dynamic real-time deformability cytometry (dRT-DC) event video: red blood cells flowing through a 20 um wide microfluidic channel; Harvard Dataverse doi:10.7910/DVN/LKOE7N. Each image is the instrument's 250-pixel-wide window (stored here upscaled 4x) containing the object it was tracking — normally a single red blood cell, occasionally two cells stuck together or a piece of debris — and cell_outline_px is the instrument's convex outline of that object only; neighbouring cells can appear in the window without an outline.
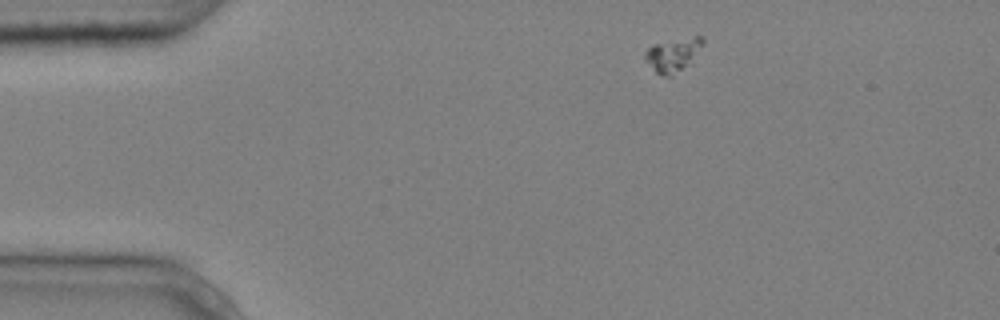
{"species": "common noctule bat (a hibernating species)", "species_latin": "Nyctalus noctula", "temperature_condition": "cold", "stored_images_in_passage": 3, "camera_frame_rate_fps": 3000, "um_per_image_px": 0.085, "animal": {"sex": "male", "body_mass_g": 20.4}, "frame": {"image": 1, "passage_image": 1, "time_ms": 0.0, "image_size_px": [1000, 320], "cell_outline_px": [[704, 40], [684, 64], [672, 76], [664, 76], [656, 72], [644, 60], [644, 52], [652, 44], [696, 36], [704, 36]], "centroid_in_image_um": [57.07, 4.63], "position_along_channel_um": 27.9, "area_um2": 10.4}}
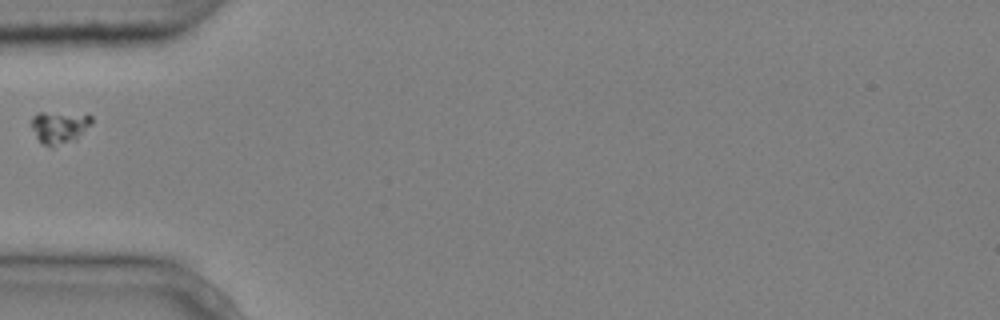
{"frame": {"image": 2, "passage_image": 3, "time_ms": 0.667, "image_size_px": [1000, 320], "cell_outline_px": [[92, 120], [76, 140], [52, 148], [44, 144], [36, 136], [28, 124], [32, 116], [40, 112], [88, 112], [92, 116]], "centroid_in_image_um": [5.03, 10.77], "position_along_channel_um": 80.0, "area_um2": 11.85}}